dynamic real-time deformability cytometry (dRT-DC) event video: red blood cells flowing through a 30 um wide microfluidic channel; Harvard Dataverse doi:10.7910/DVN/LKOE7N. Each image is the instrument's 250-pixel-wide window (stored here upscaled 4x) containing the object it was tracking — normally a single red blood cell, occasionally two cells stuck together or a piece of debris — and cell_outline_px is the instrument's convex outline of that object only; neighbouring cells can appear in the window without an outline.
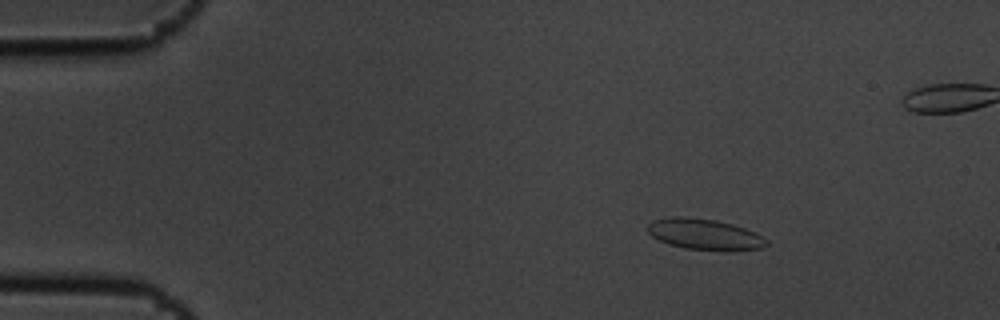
{"species": "common noctule bat (a hibernating species)", "species_latin": "Nyctalus noctula", "temperature_condition": "cold", "stored_images_in_passage": 5, "camera_frame_rate_fps": 3000, "um_per_image_px": 0.085, "animal": {"sex": "male", "body_mass_g": 19.5, "forearm_length_mm": 54.6}, "frame": {"image": 1, "passage_image": 2, "time_ms": 0.333, "image_size_px": [1000, 320], "cell_outline_px": [[768, 244], [764, 248], [732, 252], [724, 252], [684, 248], [668, 244], [652, 236], [648, 232], [648, 224], [652, 220], [676, 216], [680, 216], [716, 220], [732, 224], [756, 232], [768, 240]], "centroid_in_image_um": [59.95, 19.95], "position_along_channel_um": 25.0, "area_um2": 21.85}}